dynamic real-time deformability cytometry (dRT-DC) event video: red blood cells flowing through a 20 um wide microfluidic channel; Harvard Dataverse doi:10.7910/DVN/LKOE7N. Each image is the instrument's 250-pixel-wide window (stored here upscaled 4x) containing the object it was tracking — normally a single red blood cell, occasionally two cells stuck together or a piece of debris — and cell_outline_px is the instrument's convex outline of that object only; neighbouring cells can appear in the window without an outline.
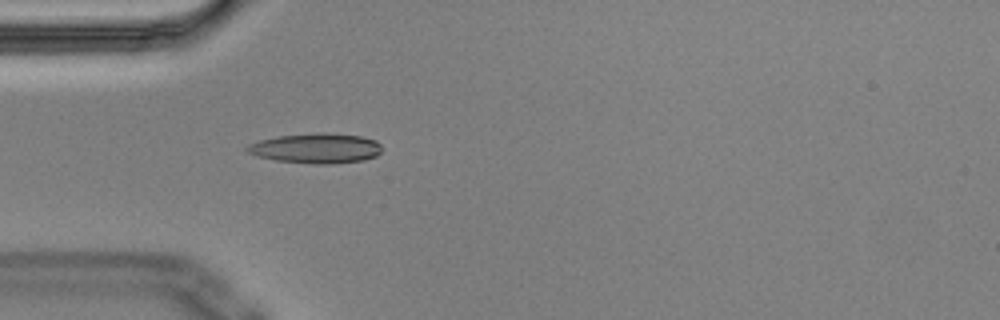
{"species": "Egyptian fruit bat (a non-hibernating species)", "species_latin": "Rousettus aegyptiacus", "temperature_condition": "cold", "stored_images_in_passage": 5, "camera_frame_rate_fps": 3000, "um_per_image_px": 0.085, "animal": {"sex": "male"}, "frame": {"image": 1, "passage_image": 5, "time_ms": 1.333, "image_size_px": [1000, 320], "cell_outline_px": [[380, 152], [376, 156], [364, 160], [328, 164], [316, 164], [276, 160], [256, 156], [248, 152], [244, 148], [248, 144], [260, 140], [280, 136], [316, 132], [324, 132], [360, 136], [376, 140], [380, 144]], "centroid_in_image_um": [26.86, 12.6], "position_along_channel_um": 58.1, "area_um2": 23.52}}